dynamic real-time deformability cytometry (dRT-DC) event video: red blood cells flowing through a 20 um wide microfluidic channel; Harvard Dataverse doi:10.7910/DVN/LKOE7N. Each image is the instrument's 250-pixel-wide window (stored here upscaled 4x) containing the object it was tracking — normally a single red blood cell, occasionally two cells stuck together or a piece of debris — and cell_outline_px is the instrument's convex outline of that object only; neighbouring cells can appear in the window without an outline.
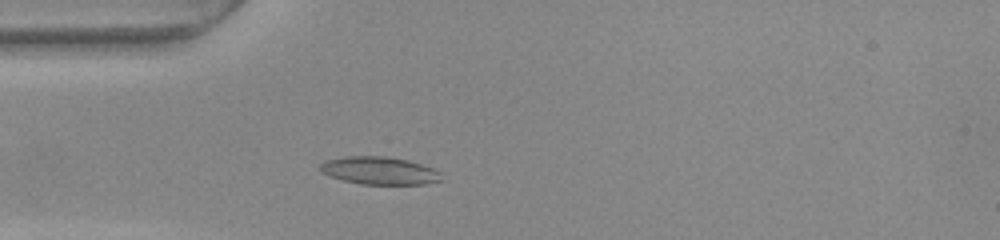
{"species": "common noctule bat (a hibernating species)", "species_latin": "Nyctalus noctula", "temperature_condition": "warm", "stored_images_in_passage": 37, "camera_frame_rate_fps": 3000, "um_per_image_px": 0.085, "animal": {"sex": "female", "body_mass_g": 22.0, "forearm_length_mm": 56.7}, "frame": {"image": 1, "passage_image": 7, "time_ms": 2.0, "image_size_px": [1000, 240], "cell_outline_px": [[444, 180], [424, 184], [360, 184], [344, 180], [320, 172], [320, 164], [324, 160], [348, 156], [384, 156], [404, 160], [420, 164], [432, 168], [440, 172]], "centroid_in_image_um": [32.24, 14.51], "position_along_channel_um": 52.8, "area_um2": 19.42}}
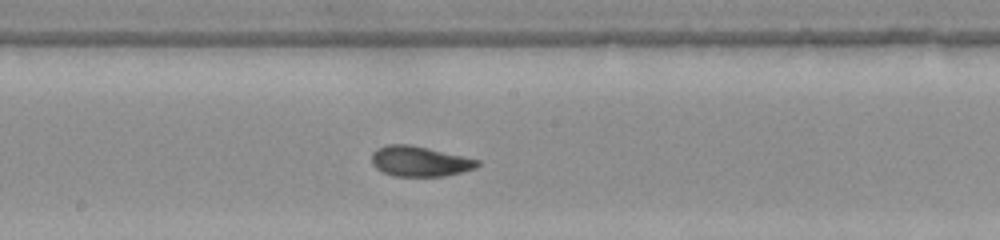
{"frame": {"image": 2, "passage_image": 20, "time_ms": 6.333, "image_size_px": [1000, 240], "cell_outline_px": [[480, 164], [476, 168], [444, 176], [392, 176], [376, 168], [372, 164], [372, 152], [376, 148], [388, 144], [408, 144], [428, 148], [480, 160]], "centroid_in_image_um": [35.65, 13.71], "position_along_channel_um": 212.5, "area_um2": 18.61}}
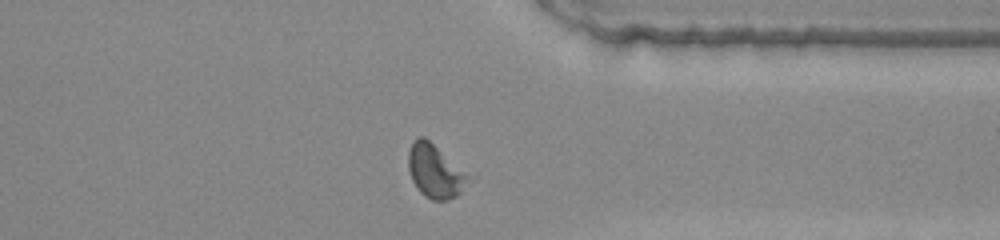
{"frame": {"image": 3, "passage_image": 33, "time_ms": 10.667, "image_size_px": [1000, 240], "cell_outline_px": [[468, 176], [460, 192], [456, 196], [448, 200], [432, 200], [424, 196], [416, 188], [412, 180], [408, 168], [408, 152], [412, 144], [420, 136], [424, 136], [464, 172]], "centroid_in_image_um": [36.9, 14.58], "position_along_channel_um": 374.5, "area_um2": 17.86}, "authors_computed_cell_mechanics": {"area_um2": 18.3804, "velocity_mm_per_s": 3.8461, "shape_relaxation_time_tau1_ms": 3.5007, "shape_relaxation_time_tau2_ms": 2.6307, "deformation_change_tau1": 0.108, "deformation_change_tau2": 0.0954}}